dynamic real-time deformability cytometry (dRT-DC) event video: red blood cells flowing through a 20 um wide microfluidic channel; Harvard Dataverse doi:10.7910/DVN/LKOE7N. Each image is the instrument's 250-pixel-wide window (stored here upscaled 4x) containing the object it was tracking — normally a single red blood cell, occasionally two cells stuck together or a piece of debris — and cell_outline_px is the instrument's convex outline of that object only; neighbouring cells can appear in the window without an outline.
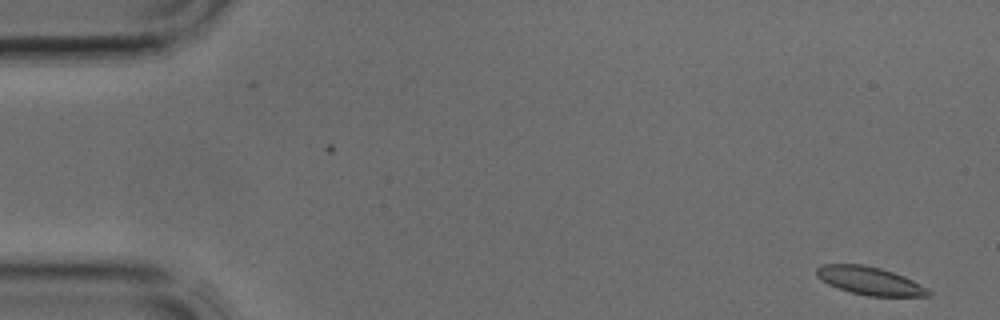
{"species": "common noctule bat (a hibernating species)", "species_latin": "Nyctalus noctula", "temperature_condition": "cold", "stored_images_in_passage": 39, "camera_frame_rate_fps": 3000, "um_per_image_px": 0.085, "animal": {"sex": "male", "body_mass_g": 17.9, "forearm_length_mm": 54.2}, "frame": {"image": 1, "passage_image": 1, "time_ms": 0.0, "image_size_px": [1000, 320], "cell_outline_px": [[932, 296], [868, 296], [852, 292], [828, 284], [820, 280], [816, 276], [816, 268], [824, 264], [864, 264], [880, 268], [904, 276], [928, 288], [932, 292]], "centroid_in_image_um": [73.94, 23.86], "position_along_channel_um": 11.1, "area_um2": 18.26}}
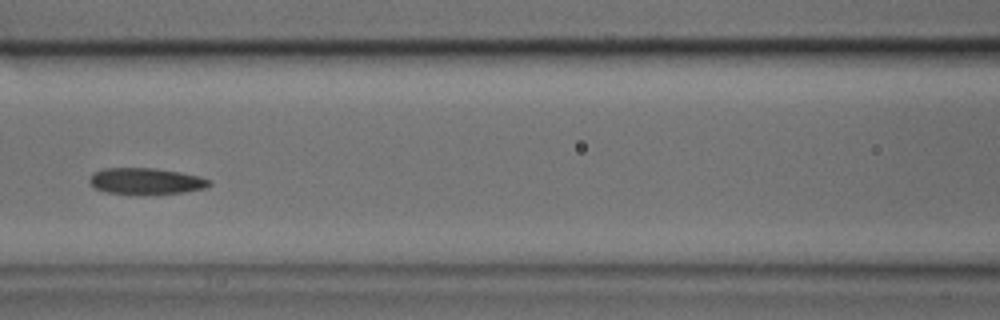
{"frame": {"image": 2, "passage_image": 17, "time_ms": 5.333, "image_size_px": [1000, 320], "cell_outline_px": [[212, 184], [208, 188], [184, 192], [108, 192], [96, 188], [88, 180], [92, 172], [104, 168], [152, 168], [180, 172], [200, 176], [212, 180]], "centroid_in_image_um": [12.46, 15.35], "position_along_channel_um": 154.1, "area_um2": 17.8}}
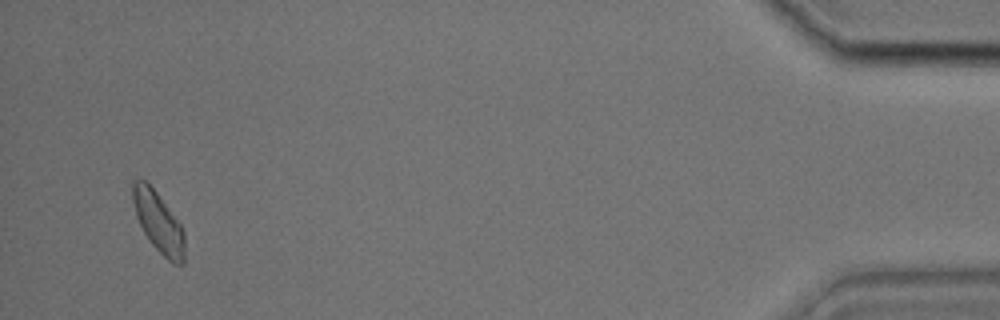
{"frame": {"image": 3, "passage_image": 38, "time_ms": 12.333, "image_size_px": [1000, 320], "cell_outline_px": [[184, 264], [172, 264], [148, 240], [136, 216], [132, 200], [132, 180], [144, 180], [156, 192], [180, 224], [184, 232]], "centroid_in_image_um": [13.45, 18.9], "position_along_channel_um": 421.7, "area_um2": 17.98}}